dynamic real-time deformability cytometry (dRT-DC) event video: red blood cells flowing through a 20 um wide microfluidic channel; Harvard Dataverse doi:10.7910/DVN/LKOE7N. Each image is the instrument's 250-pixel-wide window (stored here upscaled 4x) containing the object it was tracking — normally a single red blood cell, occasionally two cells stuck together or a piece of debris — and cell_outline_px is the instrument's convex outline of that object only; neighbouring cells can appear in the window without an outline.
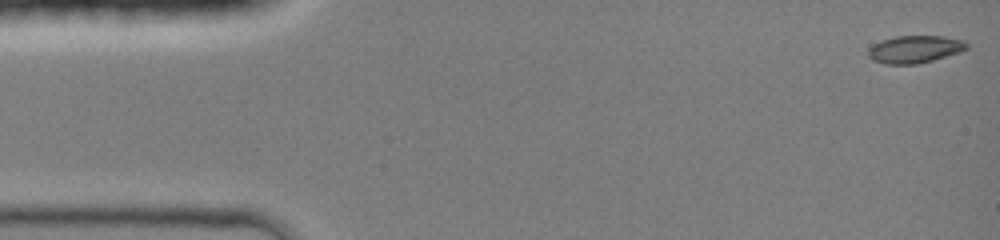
{"species": "common noctule bat (a hibernating species)", "species_latin": "Nyctalus noctula", "temperature_condition": "room temperature", "stored_images_in_passage": 44, "camera_frame_rate_fps": 3000, "um_per_image_px": 0.085, "animal": {"sex": "female", "body_mass_g": 19.0, "forearm_length_mm": 51.5}, "frame": {"image": 1, "passage_image": 1, "time_ms": 0.0, "image_size_px": [1000, 240], "cell_outline_px": [[968, 48], [960, 52], [932, 60], [916, 64], [884, 64], [872, 60], [868, 56], [868, 48], [872, 44], [896, 36], [944, 36], [964, 40], [968, 44]], "centroid_in_image_um": [77.75, 4.18], "position_along_channel_um": 7.3, "area_um2": 15.78}}
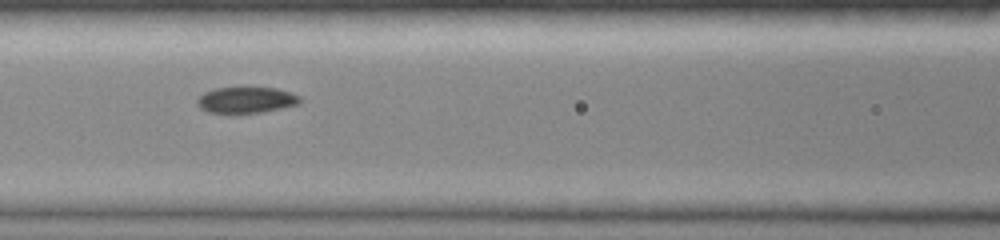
{"frame": {"image": 2, "passage_image": 19, "time_ms": 6.0, "image_size_px": [1000, 240], "cell_outline_px": [[300, 104], [260, 112], [232, 116], [208, 112], [200, 108], [196, 104], [196, 100], [204, 92], [216, 88], [244, 84], [276, 88], [300, 96]], "centroid_in_image_um": [20.85, 8.48], "position_along_channel_um": 145.7, "area_um2": 16.88}}
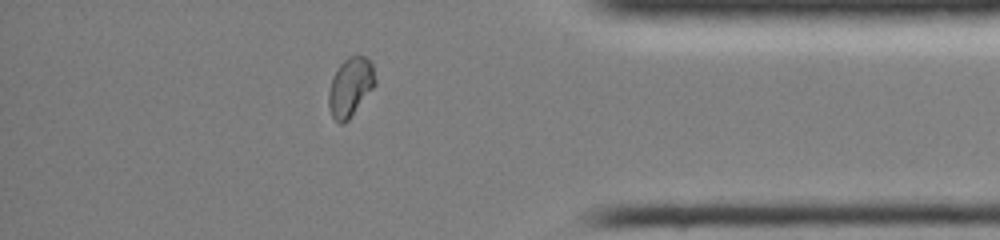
{"frame": {"image": 3, "passage_image": 38, "time_ms": 12.333, "image_size_px": [1000, 240], "cell_outline_px": [[376, 84], [348, 120], [344, 124], [340, 124], [332, 116], [328, 104], [328, 92], [332, 76], [340, 64], [348, 56], [364, 56], [372, 64], [376, 80]], "centroid_in_image_um": [29.77, 7.39], "position_along_channel_um": 405.4, "area_um2": 15.9}, "authors_computed_cell_mechanics": {"area_um2": 16.0395, "velocity_mm_per_s": 4.3117, "shape_relaxation_time_tau1_ms": 3.7514, "shape_relaxation_time_tau2_ms": null, "deformation_change_tau1": 0.144, "deformation_change_tau2": null}}